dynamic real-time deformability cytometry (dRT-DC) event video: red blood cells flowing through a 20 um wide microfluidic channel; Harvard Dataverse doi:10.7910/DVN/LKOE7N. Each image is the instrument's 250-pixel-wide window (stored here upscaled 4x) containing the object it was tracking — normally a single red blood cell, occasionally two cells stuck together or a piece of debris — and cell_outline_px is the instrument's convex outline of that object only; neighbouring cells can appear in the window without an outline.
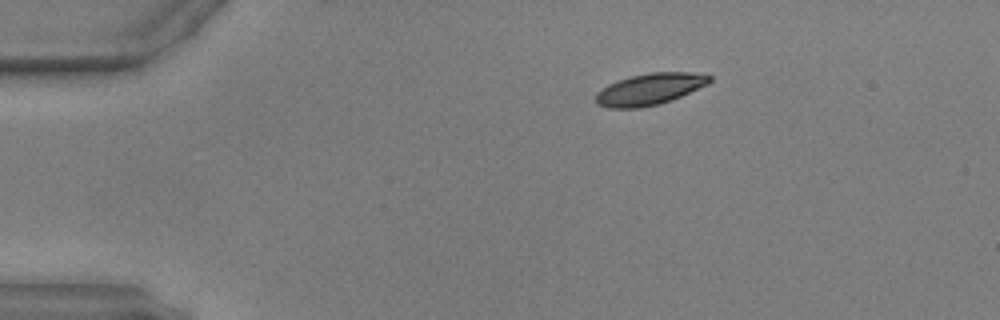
{"species": "common noctule bat (a hibernating species)", "species_latin": "Nyctalus noctula", "temperature_condition": "warm", "stored_images_in_passage": 1, "camera_frame_rate_fps": 3000, "um_per_image_px": 0.085, "animal": {"sex": "male", "body_mass_g": 17.9, "forearm_length_mm": 54.2}, "frame": {"image": 1, "passage_image": 1, "time_ms": 0.0, "image_size_px": [1000, 320], "cell_outline_px": [[700, 84], [684, 92], [648, 104], [620, 104], [644, 76], [692, 76], [700, 80]], "centroid_in_image_um": [56.05, 7.54], "position_along_channel_um": 28.9, "area_um2": 10.23}}